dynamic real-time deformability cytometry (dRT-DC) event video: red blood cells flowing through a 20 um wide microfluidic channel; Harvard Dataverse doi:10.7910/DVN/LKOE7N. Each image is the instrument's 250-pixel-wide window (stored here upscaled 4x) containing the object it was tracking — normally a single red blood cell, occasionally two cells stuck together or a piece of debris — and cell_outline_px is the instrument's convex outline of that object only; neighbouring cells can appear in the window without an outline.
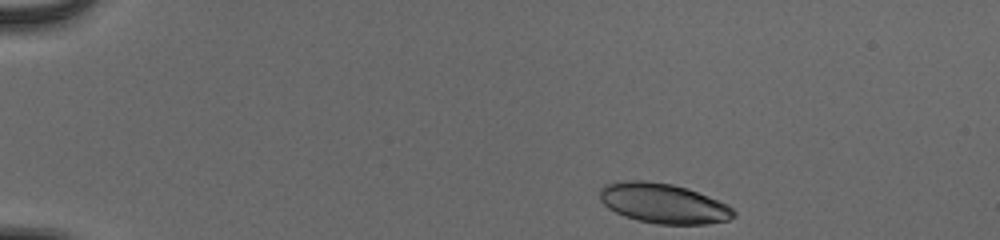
{"species": "human", "species_latin": "Homo sapiens", "temperature_condition": "cold", "stored_images_in_passage": 46, "camera_frame_rate_fps": 3000, "um_per_image_px": 0.085, "donor": {"sex": "male"}, "frame": {"image": 1, "passage_image": 1, "time_ms": 0.0, "image_size_px": [1000, 240], "cell_outline_px": [[736, 216], [728, 220], [708, 224], [660, 224], [636, 220], [624, 216], [608, 208], [600, 200], [600, 188], [604, 184], [624, 180], [644, 180], [672, 184], [688, 188], [728, 204], [736, 212]], "centroid_in_image_um": [56.39, 17.28], "position_along_channel_um": 28.6, "area_um2": 31.39}}
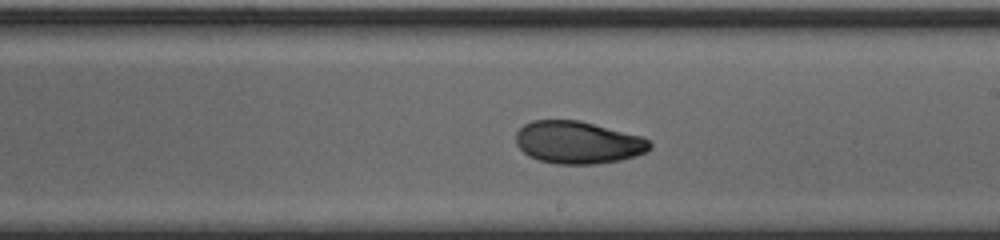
{"frame": {"image": 2, "passage_image": 25, "time_ms": 8.0, "image_size_px": [1000, 240], "cell_outline_px": [[652, 148], [648, 152], [636, 156], [620, 160], [596, 164], [556, 164], [540, 160], [528, 156], [516, 144], [516, 132], [524, 124], [532, 120], [580, 120], [644, 136], [652, 144]], "centroid_in_image_um": [49.16, 12.1], "position_along_channel_um": 239.8, "area_um2": 33.52}}
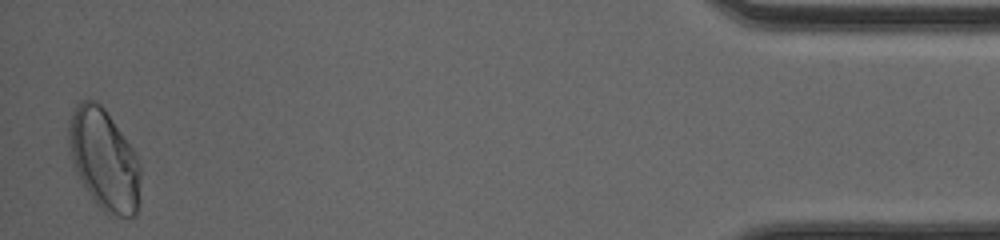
{"frame": {"image": 3, "passage_image": 45, "time_ms": 14.667, "image_size_px": [1000, 240], "cell_outline_px": [[140, 204], [136, 216], [108, 216], [92, 200], [76, 172], [72, 160], [68, 144], [68, 120], [76, 104], [80, 100], [96, 100], [104, 108], [132, 148], [140, 164]], "centroid_in_image_um": [8.85, 13.6], "position_along_channel_um": 426.4, "area_um2": 42.6}, "authors_computed_cell_mechanics": {"area_um2": 33.5529, "velocity_mm_per_s": 3.899, "shape_relaxation_time_tau1_ms": 5.5437, "shape_relaxation_time_tau2_ms": 2.0543, "deformation_change_tau1": 0.1841, "deformation_change_tau2": 0.0513}}